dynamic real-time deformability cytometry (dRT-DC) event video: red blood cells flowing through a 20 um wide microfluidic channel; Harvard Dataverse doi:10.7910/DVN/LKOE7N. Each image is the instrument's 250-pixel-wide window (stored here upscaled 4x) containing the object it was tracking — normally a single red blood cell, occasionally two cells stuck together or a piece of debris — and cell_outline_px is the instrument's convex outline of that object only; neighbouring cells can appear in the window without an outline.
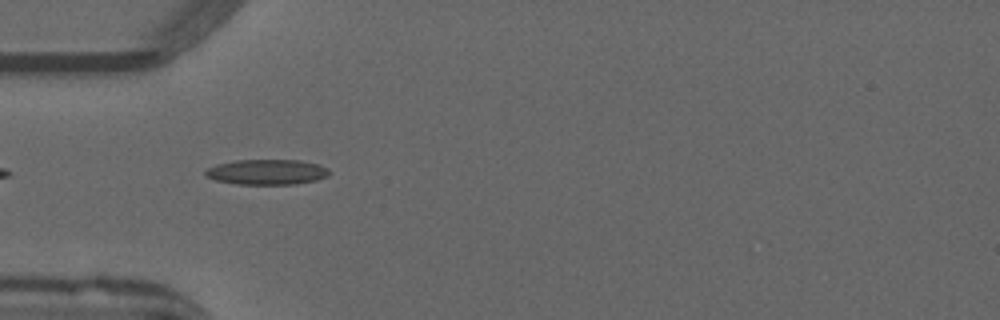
{"species": "common noctule bat (a hibernating species)", "species_latin": "Nyctalus noctula", "temperature_condition": "warm", "stored_images_in_passage": 16, "camera_frame_rate_fps": 3000, "um_per_image_px": 0.085, "animal": {"sex": "male", "forearm_length_mm": 52.5}, "frame": {"image": 1, "passage_image": 1, "time_ms": 0.0, "image_size_px": [1000, 320], "cell_outline_px": [[328, 176], [316, 180], [296, 184], [236, 184], [216, 180], [204, 176], [204, 172], [208, 168], [216, 164], [236, 160], [300, 160], [320, 164], [328, 168]], "centroid_in_image_um": [22.68, 14.61], "position_along_channel_um": 62.3, "area_um2": 18.32}}
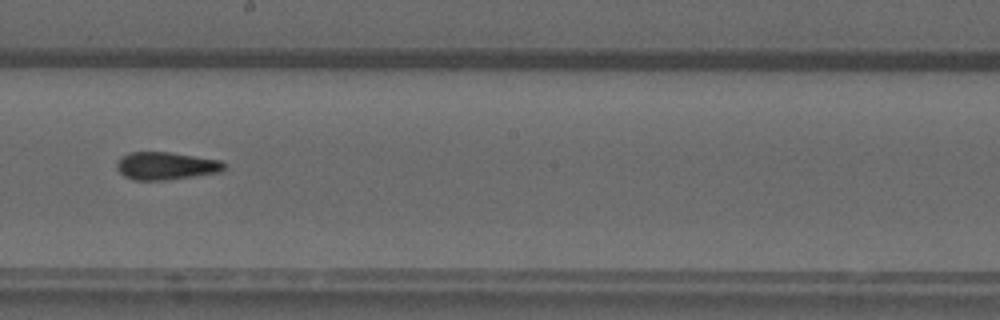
{"frame": {"image": 2, "passage_image": 14, "time_ms": 4.333, "image_size_px": [1000, 320], "cell_outline_px": [[228, 168], [224, 172], [164, 180], [132, 180], [124, 176], [116, 168], [116, 164], [120, 156], [128, 152], [168, 152], [220, 160], [228, 164]], "centroid_in_image_um": [14.14, 14.1], "position_along_channel_um": 234.1, "area_um2": 17.63}}